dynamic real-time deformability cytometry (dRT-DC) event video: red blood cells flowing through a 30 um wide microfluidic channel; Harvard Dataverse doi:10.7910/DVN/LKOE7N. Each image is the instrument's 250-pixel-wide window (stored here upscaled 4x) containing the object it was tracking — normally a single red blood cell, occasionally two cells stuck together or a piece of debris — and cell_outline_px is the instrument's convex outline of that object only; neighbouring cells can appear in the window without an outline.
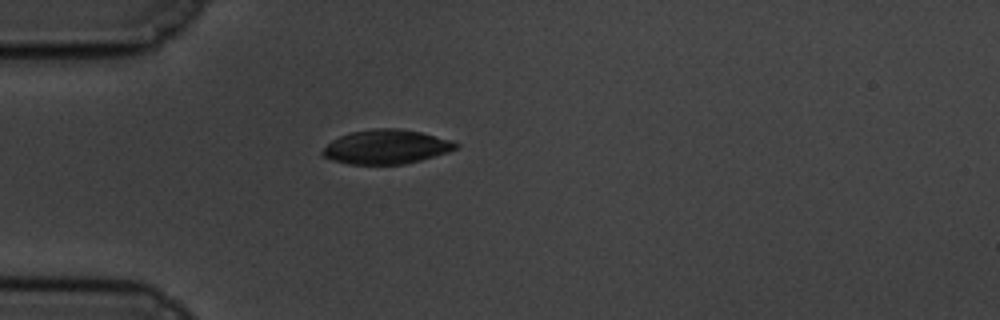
{"species": "common noctule bat (a hibernating species)", "species_latin": "Nyctalus noctula", "temperature_condition": "cold", "stored_images_in_passage": 42, "camera_frame_rate_fps": 3000, "um_per_image_px": 0.085, "animal": {"sex": "male", "body_mass_g": 19.5, "forearm_length_mm": 54.6}, "frame": {"image": 1, "passage_image": 1, "time_ms": 0.0, "image_size_px": [1000, 320], "cell_outline_px": [[460, 144], [456, 148], [448, 152], [420, 160], [404, 164], [348, 164], [332, 160], [320, 156], [320, 152], [332, 140], [340, 136], [352, 132], [376, 128], [396, 128], [420, 132], [452, 140]], "centroid_in_image_um": [32.81, 12.48], "position_along_channel_um": 52.2, "area_um2": 26.47}}
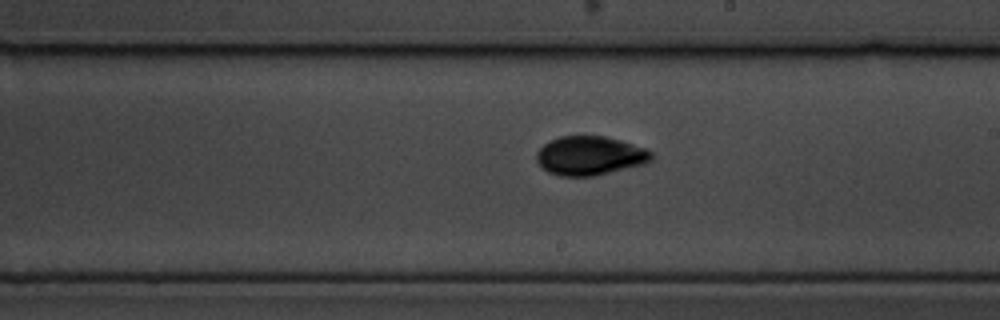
{"frame": {"image": 2, "passage_image": 18, "time_ms": 5.667, "image_size_px": [1000, 320], "cell_outline_px": [[652, 160], [644, 164], [596, 176], [560, 176], [548, 172], [540, 168], [536, 160], [536, 152], [544, 144], [560, 136], [604, 136], [620, 140], [644, 148], [652, 152]], "centroid_in_image_um": [50.11, 13.25], "position_along_channel_um": 238.9, "area_um2": 26.18}}
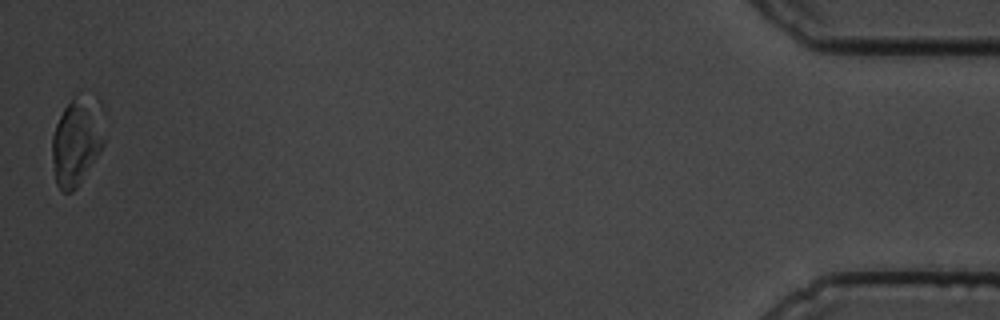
{"frame": {"image": 3, "passage_image": 42, "time_ms": 13.667, "image_size_px": [1000, 320], "cell_outline_px": [[104, 144], [100, 152], [76, 188], [72, 192], [64, 192], [56, 184], [52, 160], [52, 136], [56, 124], [64, 108], [72, 100], [96, 92], [104, 104]], "centroid_in_image_um": [6.59, 11.93], "position_along_channel_um": 428.6, "area_um2": 27.4}, "authors_computed_cell_mechanics": {"area_um2": 25.7499, "velocity_mm_per_s": 3.4784, "shape_relaxation_time_tau1_ms": 2.6455, "shape_relaxation_time_tau2_ms": null, "deformation_change_tau1": 0.1135, "deformation_change_tau2": null}}